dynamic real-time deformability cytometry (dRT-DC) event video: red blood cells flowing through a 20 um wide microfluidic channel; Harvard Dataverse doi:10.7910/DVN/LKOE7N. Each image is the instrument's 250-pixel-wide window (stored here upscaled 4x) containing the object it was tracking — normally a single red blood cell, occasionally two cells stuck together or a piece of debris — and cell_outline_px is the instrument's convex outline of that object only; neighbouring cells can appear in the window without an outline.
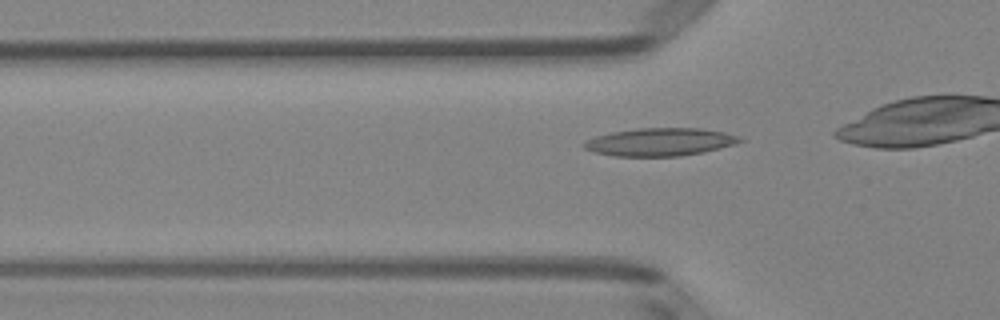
{"species": "Egyptian fruit bat (a non-hibernating species)", "species_latin": "Rousettus aegyptiacus", "temperature_condition": "room temperature", "stored_images_in_passage": 29, "camera_frame_rate_fps": 3000, "um_per_image_px": 0.085, "animal": {"sex": "female"}, "frame": {"image": 1, "passage_image": 5, "time_ms": 1.333, "image_size_px": [1000, 320], "cell_outline_px": [[744, 140], [736, 144], [704, 152], [680, 156], [612, 156], [592, 152], [584, 148], [580, 144], [596, 136], [612, 132], [640, 128], [700, 128], [724, 132], [740, 136]], "centroid_in_image_um": [56.1, 12.07], "position_along_channel_um": 69.7, "area_um2": 25.43}}
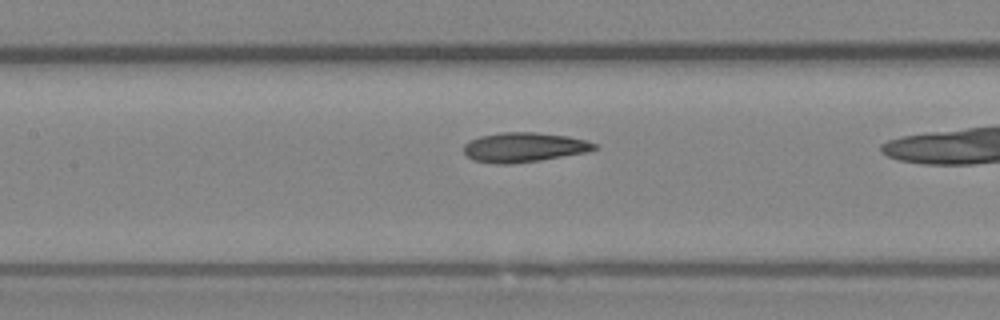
{"frame": {"image": 2, "passage_image": 12, "time_ms": 3.667, "image_size_px": [1000, 320], "cell_outline_px": [[600, 148], [588, 152], [540, 160], [512, 164], [496, 164], [472, 160], [464, 152], [464, 144], [468, 140], [480, 136], [504, 132], [536, 132], [568, 136], [588, 140], [596, 144]], "centroid_in_image_um": [44.56, 12.52], "position_along_channel_um": 162.8, "area_um2": 22.77}}
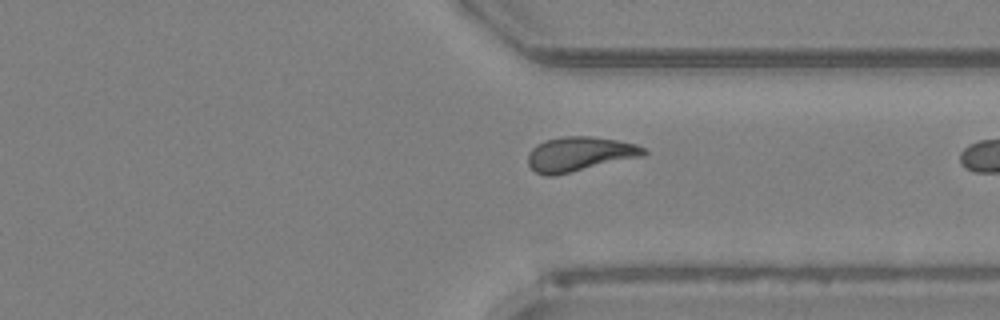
{"frame": {"image": 3, "passage_image": 27, "time_ms": 8.667, "image_size_px": [1000, 320], "cell_outline_px": [[648, 152], [644, 156], [556, 176], [544, 176], [536, 172], [528, 164], [528, 152], [536, 144], [544, 140], [564, 136], [592, 136], [616, 140], [636, 144], [644, 148]], "centroid_in_image_um": [49.25, 13.1], "position_along_channel_um": 362.1, "area_um2": 23.58}}